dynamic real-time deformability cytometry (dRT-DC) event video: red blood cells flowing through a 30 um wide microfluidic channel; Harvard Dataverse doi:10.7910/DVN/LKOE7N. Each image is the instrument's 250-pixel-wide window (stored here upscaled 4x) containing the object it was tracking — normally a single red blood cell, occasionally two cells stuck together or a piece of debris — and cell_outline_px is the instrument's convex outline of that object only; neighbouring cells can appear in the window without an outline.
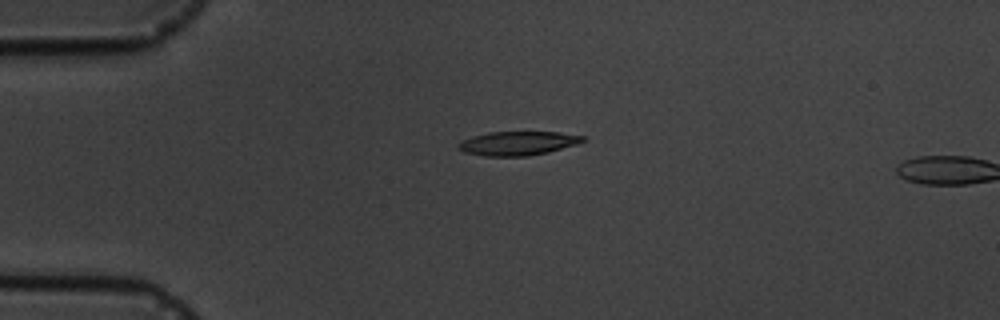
{"species": "common noctule bat (a hibernating species)", "species_latin": "Nyctalus noctula", "temperature_condition": "cold", "stored_images_in_passage": 5, "camera_frame_rate_fps": 3000, "um_per_image_px": 0.085, "animal": {"sex": "male", "body_mass_g": 19.5, "forearm_length_mm": 54.6}, "frame": {"image": 1, "passage_image": 4, "time_ms": 3.333, "image_size_px": [1000, 320], "cell_outline_px": [[584, 140], [576, 144], [548, 152], [528, 156], [484, 156], [464, 152], [456, 144], [460, 140], [472, 136], [488, 132], [560, 132], [584, 136]], "centroid_in_image_um": [43.97, 12.17], "position_along_channel_um": 41.0, "area_um2": 17.34}}